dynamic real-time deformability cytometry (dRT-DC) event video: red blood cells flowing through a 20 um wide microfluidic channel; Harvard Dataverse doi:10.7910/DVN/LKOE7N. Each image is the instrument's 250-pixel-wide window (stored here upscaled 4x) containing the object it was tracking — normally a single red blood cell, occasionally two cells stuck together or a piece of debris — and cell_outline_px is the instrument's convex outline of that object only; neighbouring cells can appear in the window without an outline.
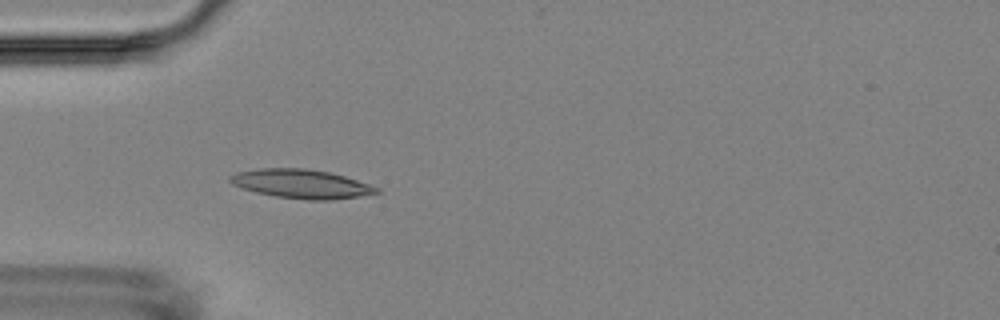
{"species": "Egyptian fruit bat (a non-hibernating species)", "species_latin": "Rousettus aegyptiacus", "temperature_condition": "room temperature", "stored_images_in_passage": 5, "camera_frame_rate_fps": 3000, "um_per_image_px": 0.085, "animal": {"sex": "female"}, "frame": {"image": 1, "passage_image": 5, "time_ms": 4.667, "image_size_px": [1000, 320], "cell_outline_px": [[380, 192], [360, 196], [332, 200], [308, 200], [276, 196], [256, 192], [232, 184], [228, 180], [228, 176], [236, 172], [260, 168], [304, 168], [328, 172], [344, 176], [380, 188]], "centroid_in_image_um": [25.59, 15.63], "position_along_channel_um": 59.4, "area_um2": 24.57}}